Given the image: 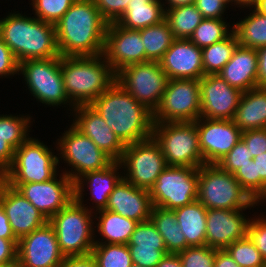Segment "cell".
Masks as SVG:
<instances>
[{
    "mask_svg": "<svg viewBox=\"0 0 266 267\" xmlns=\"http://www.w3.org/2000/svg\"><path fill=\"white\" fill-rule=\"evenodd\" d=\"M107 26L93 0H76L55 24L60 56L103 54Z\"/></svg>",
    "mask_w": 266,
    "mask_h": 267,
    "instance_id": "obj_1",
    "label": "cell"
},
{
    "mask_svg": "<svg viewBox=\"0 0 266 267\" xmlns=\"http://www.w3.org/2000/svg\"><path fill=\"white\" fill-rule=\"evenodd\" d=\"M90 106L125 145L152 137L153 112L116 81Z\"/></svg>",
    "mask_w": 266,
    "mask_h": 267,
    "instance_id": "obj_2",
    "label": "cell"
},
{
    "mask_svg": "<svg viewBox=\"0 0 266 267\" xmlns=\"http://www.w3.org/2000/svg\"><path fill=\"white\" fill-rule=\"evenodd\" d=\"M0 37L18 62L60 56L55 25L11 12L0 18Z\"/></svg>",
    "mask_w": 266,
    "mask_h": 267,
    "instance_id": "obj_3",
    "label": "cell"
},
{
    "mask_svg": "<svg viewBox=\"0 0 266 267\" xmlns=\"http://www.w3.org/2000/svg\"><path fill=\"white\" fill-rule=\"evenodd\" d=\"M61 73L65 93L74 106L90 105L116 81L103 54L61 56Z\"/></svg>",
    "mask_w": 266,
    "mask_h": 267,
    "instance_id": "obj_4",
    "label": "cell"
},
{
    "mask_svg": "<svg viewBox=\"0 0 266 267\" xmlns=\"http://www.w3.org/2000/svg\"><path fill=\"white\" fill-rule=\"evenodd\" d=\"M83 198H74L48 222L53 226L60 251L64 256L87 255L95 245V219ZM93 218V219H92Z\"/></svg>",
    "mask_w": 266,
    "mask_h": 267,
    "instance_id": "obj_5",
    "label": "cell"
},
{
    "mask_svg": "<svg viewBox=\"0 0 266 267\" xmlns=\"http://www.w3.org/2000/svg\"><path fill=\"white\" fill-rule=\"evenodd\" d=\"M197 200L206 209L236 210L259 206L234 174L222 170L217 164H204L198 168Z\"/></svg>",
    "mask_w": 266,
    "mask_h": 267,
    "instance_id": "obj_6",
    "label": "cell"
},
{
    "mask_svg": "<svg viewBox=\"0 0 266 267\" xmlns=\"http://www.w3.org/2000/svg\"><path fill=\"white\" fill-rule=\"evenodd\" d=\"M153 138L168 166L199 168L204 165L195 122L153 123Z\"/></svg>",
    "mask_w": 266,
    "mask_h": 267,
    "instance_id": "obj_7",
    "label": "cell"
},
{
    "mask_svg": "<svg viewBox=\"0 0 266 267\" xmlns=\"http://www.w3.org/2000/svg\"><path fill=\"white\" fill-rule=\"evenodd\" d=\"M59 163L47 145L29 137L15 150L13 162L1 179L7 184L45 182L58 173Z\"/></svg>",
    "mask_w": 266,
    "mask_h": 267,
    "instance_id": "obj_8",
    "label": "cell"
},
{
    "mask_svg": "<svg viewBox=\"0 0 266 267\" xmlns=\"http://www.w3.org/2000/svg\"><path fill=\"white\" fill-rule=\"evenodd\" d=\"M23 75L28 90L37 101L50 107L69 105L61 73V56L56 58L32 59L19 63V74ZM69 103V104H67Z\"/></svg>",
    "mask_w": 266,
    "mask_h": 267,
    "instance_id": "obj_9",
    "label": "cell"
},
{
    "mask_svg": "<svg viewBox=\"0 0 266 267\" xmlns=\"http://www.w3.org/2000/svg\"><path fill=\"white\" fill-rule=\"evenodd\" d=\"M168 81L158 61L131 64L116 73V82L152 112L159 106Z\"/></svg>",
    "mask_w": 266,
    "mask_h": 267,
    "instance_id": "obj_10",
    "label": "cell"
},
{
    "mask_svg": "<svg viewBox=\"0 0 266 267\" xmlns=\"http://www.w3.org/2000/svg\"><path fill=\"white\" fill-rule=\"evenodd\" d=\"M119 162L125 171L123 178L134 186L148 191L161 172L168 167L161 147L153 136L126 145Z\"/></svg>",
    "mask_w": 266,
    "mask_h": 267,
    "instance_id": "obj_11",
    "label": "cell"
},
{
    "mask_svg": "<svg viewBox=\"0 0 266 267\" xmlns=\"http://www.w3.org/2000/svg\"><path fill=\"white\" fill-rule=\"evenodd\" d=\"M200 80L169 79L153 123L195 122L200 118Z\"/></svg>",
    "mask_w": 266,
    "mask_h": 267,
    "instance_id": "obj_12",
    "label": "cell"
},
{
    "mask_svg": "<svg viewBox=\"0 0 266 267\" xmlns=\"http://www.w3.org/2000/svg\"><path fill=\"white\" fill-rule=\"evenodd\" d=\"M57 141L60 157L71 167L64 173L75 182L86 172L99 171L108 167L113 160L100 150L95 143L73 124ZM63 157V158H62Z\"/></svg>",
    "mask_w": 266,
    "mask_h": 267,
    "instance_id": "obj_13",
    "label": "cell"
},
{
    "mask_svg": "<svg viewBox=\"0 0 266 267\" xmlns=\"http://www.w3.org/2000/svg\"><path fill=\"white\" fill-rule=\"evenodd\" d=\"M198 168L168 166L149 190L153 206L175 210L197 200Z\"/></svg>",
    "mask_w": 266,
    "mask_h": 267,
    "instance_id": "obj_14",
    "label": "cell"
},
{
    "mask_svg": "<svg viewBox=\"0 0 266 267\" xmlns=\"http://www.w3.org/2000/svg\"><path fill=\"white\" fill-rule=\"evenodd\" d=\"M64 258L49 222L18 240L17 267H60Z\"/></svg>",
    "mask_w": 266,
    "mask_h": 267,
    "instance_id": "obj_15",
    "label": "cell"
},
{
    "mask_svg": "<svg viewBox=\"0 0 266 267\" xmlns=\"http://www.w3.org/2000/svg\"><path fill=\"white\" fill-rule=\"evenodd\" d=\"M57 175L45 182L9 185L16 188L49 220L75 198L74 182L64 171L58 175L60 179H57Z\"/></svg>",
    "mask_w": 266,
    "mask_h": 267,
    "instance_id": "obj_16",
    "label": "cell"
},
{
    "mask_svg": "<svg viewBox=\"0 0 266 267\" xmlns=\"http://www.w3.org/2000/svg\"><path fill=\"white\" fill-rule=\"evenodd\" d=\"M200 94V117L233 120L243 92L230 86L218 74H208L200 79Z\"/></svg>",
    "mask_w": 266,
    "mask_h": 267,
    "instance_id": "obj_17",
    "label": "cell"
},
{
    "mask_svg": "<svg viewBox=\"0 0 266 267\" xmlns=\"http://www.w3.org/2000/svg\"><path fill=\"white\" fill-rule=\"evenodd\" d=\"M195 123L205 164H217L241 140L242 131L233 120L200 117Z\"/></svg>",
    "mask_w": 266,
    "mask_h": 267,
    "instance_id": "obj_18",
    "label": "cell"
},
{
    "mask_svg": "<svg viewBox=\"0 0 266 267\" xmlns=\"http://www.w3.org/2000/svg\"><path fill=\"white\" fill-rule=\"evenodd\" d=\"M103 55L115 73L125 66L146 62L140 30L108 23Z\"/></svg>",
    "mask_w": 266,
    "mask_h": 267,
    "instance_id": "obj_19",
    "label": "cell"
},
{
    "mask_svg": "<svg viewBox=\"0 0 266 267\" xmlns=\"http://www.w3.org/2000/svg\"><path fill=\"white\" fill-rule=\"evenodd\" d=\"M243 210L247 209H207L206 245L223 250L233 242L247 237L251 217L246 218Z\"/></svg>",
    "mask_w": 266,
    "mask_h": 267,
    "instance_id": "obj_20",
    "label": "cell"
},
{
    "mask_svg": "<svg viewBox=\"0 0 266 267\" xmlns=\"http://www.w3.org/2000/svg\"><path fill=\"white\" fill-rule=\"evenodd\" d=\"M0 201L12 231L18 239L48 222V219L28 199L1 178Z\"/></svg>",
    "mask_w": 266,
    "mask_h": 267,
    "instance_id": "obj_21",
    "label": "cell"
},
{
    "mask_svg": "<svg viewBox=\"0 0 266 267\" xmlns=\"http://www.w3.org/2000/svg\"><path fill=\"white\" fill-rule=\"evenodd\" d=\"M73 111L75 118L72 124L113 161L119 162L126 145L112 132L105 120L90 105L75 106Z\"/></svg>",
    "mask_w": 266,
    "mask_h": 267,
    "instance_id": "obj_22",
    "label": "cell"
},
{
    "mask_svg": "<svg viewBox=\"0 0 266 267\" xmlns=\"http://www.w3.org/2000/svg\"><path fill=\"white\" fill-rule=\"evenodd\" d=\"M169 79H196L204 76L202 49L189 39H175L159 61Z\"/></svg>",
    "mask_w": 266,
    "mask_h": 267,
    "instance_id": "obj_23",
    "label": "cell"
},
{
    "mask_svg": "<svg viewBox=\"0 0 266 267\" xmlns=\"http://www.w3.org/2000/svg\"><path fill=\"white\" fill-rule=\"evenodd\" d=\"M153 204L148 190L122 178L109 195L105 210H111L138 223L150 220Z\"/></svg>",
    "mask_w": 266,
    "mask_h": 267,
    "instance_id": "obj_24",
    "label": "cell"
},
{
    "mask_svg": "<svg viewBox=\"0 0 266 267\" xmlns=\"http://www.w3.org/2000/svg\"><path fill=\"white\" fill-rule=\"evenodd\" d=\"M122 165L120 162L113 161L108 167L99 171H90L83 174L75 182V198H84V186L89 185L92 204L95 203V212L104 210L107 207L109 195L115 186L123 178V174L118 172ZM120 173V174H119ZM86 181V182H85ZM85 183V184H84Z\"/></svg>",
    "mask_w": 266,
    "mask_h": 267,
    "instance_id": "obj_25",
    "label": "cell"
},
{
    "mask_svg": "<svg viewBox=\"0 0 266 267\" xmlns=\"http://www.w3.org/2000/svg\"><path fill=\"white\" fill-rule=\"evenodd\" d=\"M258 58L256 49L238 45L230 61L219 72L230 86L246 92L257 86Z\"/></svg>",
    "mask_w": 266,
    "mask_h": 267,
    "instance_id": "obj_26",
    "label": "cell"
},
{
    "mask_svg": "<svg viewBox=\"0 0 266 267\" xmlns=\"http://www.w3.org/2000/svg\"><path fill=\"white\" fill-rule=\"evenodd\" d=\"M233 121L242 132L266 128V88L243 92Z\"/></svg>",
    "mask_w": 266,
    "mask_h": 267,
    "instance_id": "obj_27",
    "label": "cell"
},
{
    "mask_svg": "<svg viewBox=\"0 0 266 267\" xmlns=\"http://www.w3.org/2000/svg\"><path fill=\"white\" fill-rule=\"evenodd\" d=\"M162 0H130L123 15L116 21L123 28L141 30L165 19Z\"/></svg>",
    "mask_w": 266,
    "mask_h": 267,
    "instance_id": "obj_28",
    "label": "cell"
},
{
    "mask_svg": "<svg viewBox=\"0 0 266 267\" xmlns=\"http://www.w3.org/2000/svg\"><path fill=\"white\" fill-rule=\"evenodd\" d=\"M177 223L190 247L206 245L207 209L195 200L174 210Z\"/></svg>",
    "mask_w": 266,
    "mask_h": 267,
    "instance_id": "obj_29",
    "label": "cell"
},
{
    "mask_svg": "<svg viewBox=\"0 0 266 267\" xmlns=\"http://www.w3.org/2000/svg\"><path fill=\"white\" fill-rule=\"evenodd\" d=\"M97 213L94 215V218L98 222L94 228H97L99 235L102 236V240L101 242L94 240L95 244H128L130 236L134 232L138 222L123 217L111 210L104 209L97 211Z\"/></svg>",
    "mask_w": 266,
    "mask_h": 267,
    "instance_id": "obj_30",
    "label": "cell"
},
{
    "mask_svg": "<svg viewBox=\"0 0 266 267\" xmlns=\"http://www.w3.org/2000/svg\"><path fill=\"white\" fill-rule=\"evenodd\" d=\"M150 220L163 237L168 253L177 254L190 247L177 223L174 210L153 206Z\"/></svg>",
    "mask_w": 266,
    "mask_h": 267,
    "instance_id": "obj_31",
    "label": "cell"
},
{
    "mask_svg": "<svg viewBox=\"0 0 266 267\" xmlns=\"http://www.w3.org/2000/svg\"><path fill=\"white\" fill-rule=\"evenodd\" d=\"M147 61H160L175 41L174 34L166 19L140 30Z\"/></svg>",
    "mask_w": 266,
    "mask_h": 267,
    "instance_id": "obj_32",
    "label": "cell"
},
{
    "mask_svg": "<svg viewBox=\"0 0 266 267\" xmlns=\"http://www.w3.org/2000/svg\"><path fill=\"white\" fill-rule=\"evenodd\" d=\"M252 13L233 24L239 45L258 49L266 46V16L251 9Z\"/></svg>",
    "mask_w": 266,
    "mask_h": 267,
    "instance_id": "obj_33",
    "label": "cell"
},
{
    "mask_svg": "<svg viewBox=\"0 0 266 267\" xmlns=\"http://www.w3.org/2000/svg\"><path fill=\"white\" fill-rule=\"evenodd\" d=\"M239 43L234 32L227 38L202 49L204 75L219 74L230 61Z\"/></svg>",
    "mask_w": 266,
    "mask_h": 267,
    "instance_id": "obj_34",
    "label": "cell"
},
{
    "mask_svg": "<svg viewBox=\"0 0 266 267\" xmlns=\"http://www.w3.org/2000/svg\"><path fill=\"white\" fill-rule=\"evenodd\" d=\"M165 19L176 39H189L204 18L195 4H189L167 9Z\"/></svg>",
    "mask_w": 266,
    "mask_h": 267,
    "instance_id": "obj_35",
    "label": "cell"
},
{
    "mask_svg": "<svg viewBox=\"0 0 266 267\" xmlns=\"http://www.w3.org/2000/svg\"><path fill=\"white\" fill-rule=\"evenodd\" d=\"M223 19L204 18L189 40L201 49L224 40L233 32V27L230 30V25Z\"/></svg>",
    "mask_w": 266,
    "mask_h": 267,
    "instance_id": "obj_36",
    "label": "cell"
},
{
    "mask_svg": "<svg viewBox=\"0 0 266 267\" xmlns=\"http://www.w3.org/2000/svg\"><path fill=\"white\" fill-rule=\"evenodd\" d=\"M31 120L30 116L0 115V138L16 150L30 137Z\"/></svg>",
    "mask_w": 266,
    "mask_h": 267,
    "instance_id": "obj_37",
    "label": "cell"
},
{
    "mask_svg": "<svg viewBox=\"0 0 266 267\" xmlns=\"http://www.w3.org/2000/svg\"><path fill=\"white\" fill-rule=\"evenodd\" d=\"M91 254L97 267H131L133 264L127 244H95Z\"/></svg>",
    "mask_w": 266,
    "mask_h": 267,
    "instance_id": "obj_38",
    "label": "cell"
},
{
    "mask_svg": "<svg viewBox=\"0 0 266 267\" xmlns=\"http://www.w3.org/2000/svg\"><path fill=\"white\" fill-rule=\"evenodd\" d=\"M225 250L240 267L266 266V261L248 236L233 242Z\"/></svg>",
    "mask_w": 266,
    "mask_h": 267,
    "instance_id": "obj_39",
    "label": "cell"
},
{
    "mask_svg": "<svg viewBox=\"0 0 266 267\" xmlns=\"http://www.w3.org/2000/svg\"><path fill=\"white\" fill-rule=\"evenodd\" d=\"M34 17L55 25L76 0H31ZM33 3V4H32Z\"/></svg>",
    "mask_w": 266,
    "mask_h": 267,
    "instance_id": "obj_40",
    "label": "cell"
},
{
    "mask_svg": "<svg viewBox=\"0 0 266 267\" xmlns=\"http://www.w3.org/2000/svg\"><path fill=\"white\" fill-rule=\"evenodd\" d=\"M127 245H137V248H156L158 250H167L163 237L157 231L151 220L137 224Z\"/></svg>",
    "mask_w": 266,
    "mask_h": 267,
    "instance_id": "obj_41",
    "label": "cell"
},
{
    "mask_svg": "<svg viewBox=\"0 0 266 267\" xmlns=\"http://www.w3.org/2000/svg\"><path fill=\"white\" fill-rule=\"evenodd\" d=\"M217 250L207 245L193 246L177 254L183 267H214Z\"/></svg>",
    "mask_w": 266,
    "mask_h": 267,
    "instance_id": "obj_42",
    "label": "cell"
},
{
    "mask_svg": "<svg viewBox=\"0 0 266 267\" xmlns=\"http://www.w3.org/2000/svg\"><path fill=\"white\" fill-rule=\"evenodd\" d=\"M253 158L247 145L241 139L229 153H227L217 165L224 171L234 174L242 166L250 162Z\"/></svg>",
    "mask_w": 266,
    "mask_h": 267,
    "instance_id": "obj_43",
    "label": "cell"
},
{
    "mask_svg": "<svg viewBox=\"0 0 266 267\" xmlns=\"http://www.w3.org/2000/svg\"><path fill=\"white\" fill-rule=\"evenodd\" d=\"M132 262L143 267H156V265L169 254L167 250L156 248H137V245H128Z\"/></svg>",
    "mask_w": 266,
    "mask_h": 267,
    "instance_id": "obj_44",
    "label": "cell"
},
{
    "mask_svg": "<svg viewBox=\"0 0 266 267\" xmlns=\"http://www.w3.org/2000/svg\"><path fill=\"white\" fill-rule=\"evenodd\" d=\"M234 177L249 196L257 202V169L253 159L237 170Z\"/></svg>",
    "mask_w": 266,
    "mask_h": 267,
    "instance_id": "obj_45",
    "label": "cell"
},
{
    "mask_svg": "<svg viewBox=\"0 0 266 267\" xmlns=\"http://www.w3.org/2000/svg\"><path fill=\"white\" fill-rule=\"evenodd\" d=\"M102 17L108 22H116L125 12L130 0H93Z\"/></svg>",
    "mask_w": 266,
    "mask_h": 267,
    "instance_id": "obj_46",
    "label": "cell"
},
{
    "mask_svg": "<svg viewBox=\"0 0 266 267\" xmlns=\"http://www.w3.org/2000/svg\"><path fill=\"white\" fill-rule=\"evenodd\" d=\"M247 236L266 261V217L252 218L248 226Z\"/></svg>",
    "mask_w": 266,
    "mask_h": 267,
    "instance_id": "obj_47",
    "label": "cell"
},
{
    "mask_svg": "<svg viewBox=\"0 0 266 267\" xmlns=\"http://www.w3.org/2000/svg\"><path fill=\"white\" fill-rule=\"evenodd\" d=\"M241 139L247 145L252 158L266 152V128L243 131Z\"/></svg>",
    "mask_w": 266,
    "mask_h": 267,
    "instance_id": "obj_48",
    "label": "cell"
},
{
    "mask_svg": "<svg viewBox=\"0 0 266 267\" xmlns=\"http://www.w3.org/2000/svg\"><path fill=\"white\" fill-rule=\"evenodd\" d=\"M15 74L19 76V62L0 37V78H6Z\"/></svg>",
    "mask_w": 266,
    "mask_h": 267,
    "instance_id": "obj_49",
    "label": "cell"
},
{
    "mask_svg": "<svg viewBox=\"0 0 266 267\" xmlns=\"http://www.w3.org/2000/svg\"><path fill=\"white\" fill-rule=\"evenodd\" d=\"M231 0H195V6L203 18H222Z\"/></svg>",
    "mask_w": 266,
    "mask_h": 267,
    "instance_id": "obj_50",
    "label": "cell"
},
{
    "mask_svg": "<svg viewBox=\"0 0 266 267\" xmlns=\"http://www.w3.org/2000/svg\"><path fill=\"white\" fill-rule=\"evenodd\" d=\"M257 169V203L266 198V152L253 158Z\"/></svg>",
    "mask_w": 266,
    "mask_h": 267,
    "instance_id": "obj_51",
    "label": "cell"
},
{
    "mask_svg": "<svg viewBox=\"0 0 266 267\" xmlns=\"http://www.w3.org/2000/svg\"><path fill=\"white\" fill-rule=\"evenodd\" d=\"M18 240L0 238V265L17 264Z\"/></svg>",
    "mask_w": 266,
    "mask_h": 267,
    "instance_id": "obj_52",
    "label": "cell"
},
{
    "mask_svg": "<svg viewBox=\"0 0 266 267\" xmlns=\"http://www.w3.org/2000/svg\"><path fill=\"white\" fill-rule=\"evenodd\" d=\"M15 149L0 138V178L5 174L13 162Z\"/></svg>",
    "mask_w": 266,
    "mask_h": 267,
    "instance_id": "obj_53",
    "label": "cell"
},
{
    "mask_svg": "<svg viewBox=\"0 0 266 267\" xmlns=\"http://www.w3.org/2000/svg\"><path fill=\"white\" fill-rule=\"evenodd\" d=\"M60 267H97L92 254L65 256Z\"/></svg>",
    "mask_w": 266,
    "mask_h": 267,
    "instance_id": "obj_54",
    "label": "cell"
},
{
    "mask_svg": "<svg viewBox=\"0 0 266 267\" xmlns=\"http://www.w3.org/2000/svg\"><path fill=\"white\" fill-rule=\"evenodd\" d=\"M258 58L257 86L266 88V46L256 49Z\"/></svg>",
    "mask_w": 266,
    "mask_h": 267,
    "instance_id": "obj_55",
    "label": "cell"
},
{
    "mask_svg": "<svg viewBox=\"0 0 266 267\" xmlns=\"http://www.w3.org/2000/svg\"><path fill=\"white\" fill-rule=\"evenodd\" d=\"M0 238L9 240H19L12 231L9 219L6 216L1 201H0Z\"/></svg>",
    "mask_w": 266,
    "mask_h": 267,
    "instance_id": "obj_56",
    "label": "cell"
},
{
    "mask_svg": "<svg viewBox=\"0 0 266 267\" xmlns=\"http://www.w3.org/2000/svg\"><path fill=\"white\" fill-rule=\"evenodd\" d=\"M214 267H240L225 250H217Z\"/></svg>",
    "mask_w": 266,
    "mask_h": 267,
    "instance_id": "obj_57",
    "label": "cell"
},
{
    "mask_svg": "<svg viewBox=\"0 0 266 267\" xmlns=\"http://www.w3.org/2000/svg\"><path fill=\"white\" fill-rule=\"evenodd\" d=\"M156 267H183L178 254L169 253L156 265Z\"/></svg>",
    "mask_w": 266,
    "mask_h": 267,
    "instance_id": "obj_58",
    "label": "cell"
},
{
    "mask_svg": "<svg viewBox=\"0 0 266 267\" xmlns=\"http://www.w3.org/2000/svg\"><path fill=\"white\" fill-rule=\"evenodd\" d=\"M166 2L164 3L163 2V4H164V9H165V11L167 10V9H171V8H174V7H178V6H184V5H189V4H194L195 3V0H165ZM165 4H167L168 6V8L166 7V5Z\"/></svg>",
    "mask_w": 266,
    "mask_h": 267,
    "instance_id": "obj_59",
    "label": "cell"
},
{
    "mask_svg": "<svg viewBox=\"0 0 266 267\" xmlns=\"http://www.w3.org/2000/svg\"><path fill=\"white\" fill-rule=\"evenodd\" d=\"M256 1L257 0H231V3L233 5H239L238 7H241V8H248L250 7L249 9L253 8L256 4Z\"/></svg>",
    "mask_w": 266,
    "mask_h": 267,
    "instance_id": "obj_60",
    "label": "cell"
},
{
    "mask_svg": "<svg viewBox=\"0 0 266 267\" xmlns=\"http://www.w3.org/2000/svg\"><path fill=\"white\" fill-rule=\"evenodd\" d=\"M253 9L266 16V0H257Z\"/></svg>",
    "mask_w": 266,
    "mask_h": 267,
    "instance_id": "obj_61",
    "label": "cell"
},
{
    "mask_svg": "<svg viewBox=\"0 0 266 267\" xmlns=\"http://www.w3.org/2000/svg\"><path fill=\"white\" fill-rule=\"evenodd\" d=\"M0 267H17V264L0 265Z\"/></svg>",
    "mask_w": 266,
    "mask_h": 267,
    "instance_id": "obj_62",
    "label": "cell"
},
{
    "mask_svg": "<svg viewBox=\"0 0 266 267\" xmlns=\"http://www.w3.org/2000/svg\"><path fill=\"white\" fill-rule=\"evenodd\" d=\"M131 267H143V266H139V265H136V264H132Z\"/></svg>",
    "mask_w": 266,
    "mask_h": 267,
    "instance_id": "obj_63",
    "label": "cell"
}]
</instances>
